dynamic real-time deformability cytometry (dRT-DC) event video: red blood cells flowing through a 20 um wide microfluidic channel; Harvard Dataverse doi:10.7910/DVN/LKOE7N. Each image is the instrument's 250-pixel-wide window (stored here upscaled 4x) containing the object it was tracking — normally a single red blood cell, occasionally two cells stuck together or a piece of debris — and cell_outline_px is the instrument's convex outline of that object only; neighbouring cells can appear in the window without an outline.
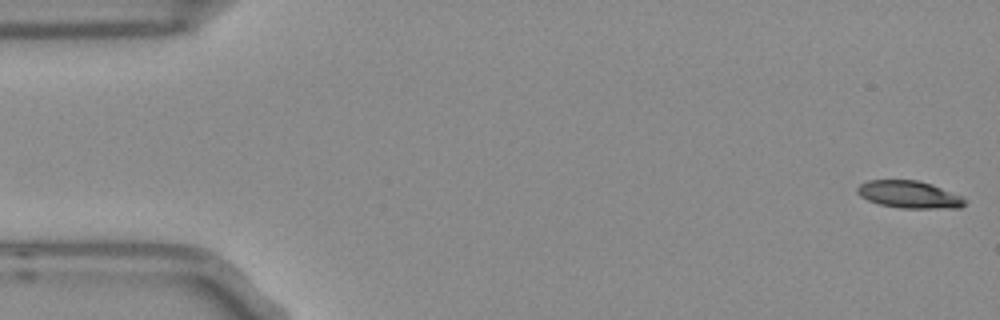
{"species": "Egyptian fruit bat (a non-hibernating species)", "species_latin": "Rousettus aegyptiacus", "temperature_condition": "room temperature", "stored_images_in_passage": 14, "camera_frame_rate_fps": 3000, "um_per_image_px": 0.085, "frame": {"image": 1, "passage_image": 1, "time_ms": 0.0, "image_size_px": [1000, 320], "cell_outline_px": [[964, 204], [960, 208], [900, 208], [880, 204], [868, 200], [860, 196], [856, 192], [856, 188], [860, 184], [868, 180], [916, 180], [932, 184], [964, 196]], "centroid_in_image_um": [77.28, 16.53], "position_along_channel_um": 7.7, "area_um2": 17.17}}